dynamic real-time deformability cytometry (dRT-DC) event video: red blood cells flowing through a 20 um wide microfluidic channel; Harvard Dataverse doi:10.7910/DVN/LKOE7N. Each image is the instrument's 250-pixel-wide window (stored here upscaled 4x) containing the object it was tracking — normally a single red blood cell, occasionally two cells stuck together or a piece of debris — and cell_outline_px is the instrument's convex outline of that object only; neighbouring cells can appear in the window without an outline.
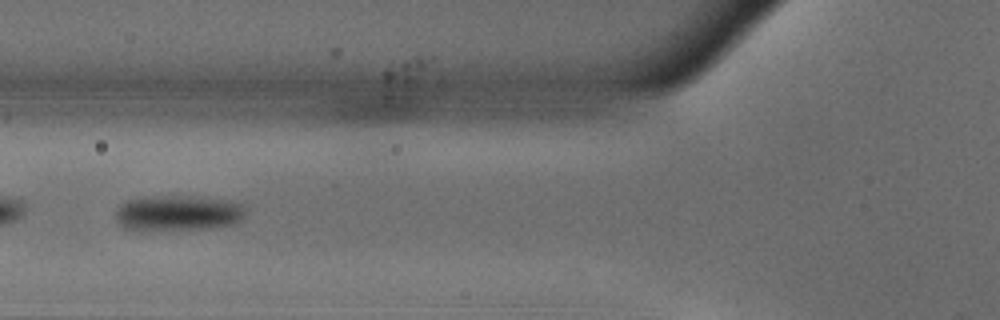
{"species": "common noctule bat (a hibernating species)", "species_latin": "Nyctalus noctula", "temperature_condition": "warm", "stored_images_in_passage": 31, "camera_frame_rate_fps": 3000, "um_per_image_px": 0.085, "animal": {"sex": "male", "body_mass_g": 18.8}, "frame": {"image": 1, "passage_image": 14, "time_ms": 4.333, "image_size_px": [1000, 320], "cell_outline_px": [[244, 216], [240, 220], [232, 224], [212, 228], [144, 232], [140, 232], [124, 228], [116, 220], [116, 208], [120, 204], [128, 200], [160, 196], [188, 196], [240, 204], [244, 208]], "centroid_in_image_um": [15.02, 18.16], "position_along_channel_um": 110.8, "area_um2": 26.88}}
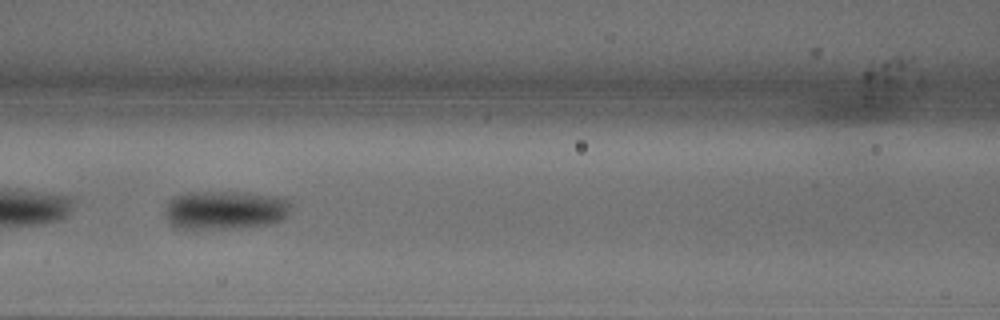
{"frame": {"image": 2, "passage_image": 17, "time_ms": 5.333, "image_size_px": [1000, 320], "cell_outline_px": [[288, 216], [284, 220], [272, 224], [236, 228], [172, 228], [168, 224], [164, 216], [164, 212], [172, 196], [188, 192], [236, 192], [276, 196], [288, 200]], "centroid_in_image_um": [19.08, 17.86], "position_along_channel_um": 147.5, "area_um2": 28.61}}
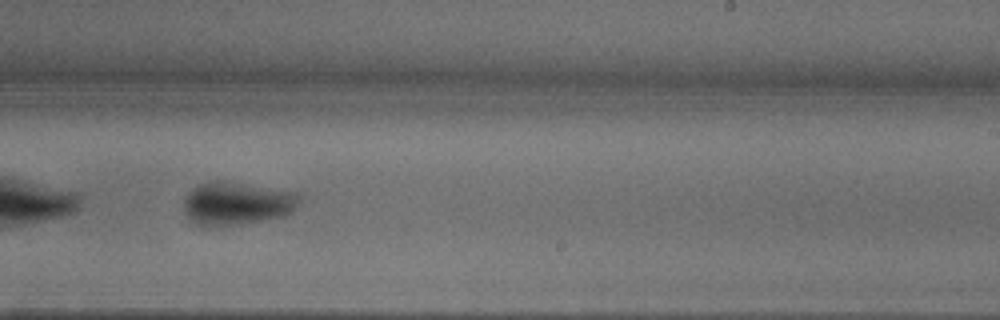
{"frame": {"image": 3, "passage_image": 27, "time_ms": 8.667, "image_size_px": [1000, 320], "cell_outline_px": [[300, 200], [292, 212], [284, 216], [220, 228], [200, 228], [192, 224], [184, 212], [184, 196], [192, 188], [200, 184], [236, 184], [296, 192], [300, 196]], "centroid_in_image_um": [20.06, 17.4], "position_along_channel_um": 268.9, "area_um2": 28.73}}